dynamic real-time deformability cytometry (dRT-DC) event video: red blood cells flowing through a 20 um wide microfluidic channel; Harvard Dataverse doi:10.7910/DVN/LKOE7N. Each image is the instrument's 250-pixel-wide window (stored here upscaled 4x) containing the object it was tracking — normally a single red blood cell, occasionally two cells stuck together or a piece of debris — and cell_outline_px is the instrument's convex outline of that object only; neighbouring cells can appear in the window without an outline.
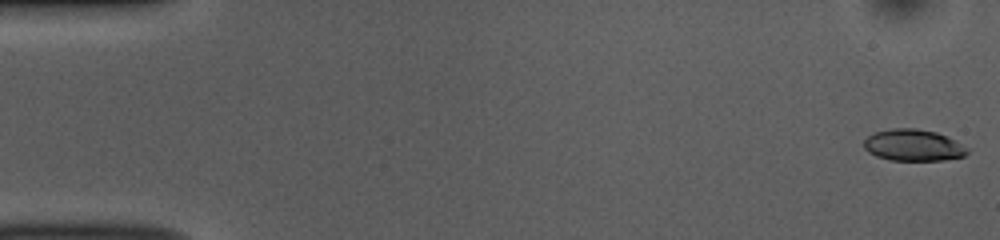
{"species": "common noctule bat (a hibernating species)", "species_latin": "Nyctalus noctula", "temperature_condition": "room temperature", "stored_images_in_passage": 52, "camera_frame_rate_fps": 3000, "um_per_image_px": 0.085, "animal": {"sex": "female", "body_mass_g": 10.0, "forearm_length_mm": 53.1}, "frame": {"image": 1, "passage_image": 1, "time_ms": 0.0, "image_size_px": [1000, 240], "cell_outline_px": [[968, 152], [964, 156], [944, 160], [892, 160], [876, 156], [868, 152], [864, 148], [864, 140], [868, 136], [876, 132], [892, 128], [916, 128], [936, 132], [948, 136], [968, 148]], "centroid_in_image_um": [77.63, 12.34], "position_along_channel_um": 7.4, "area_um2": 19.02}}
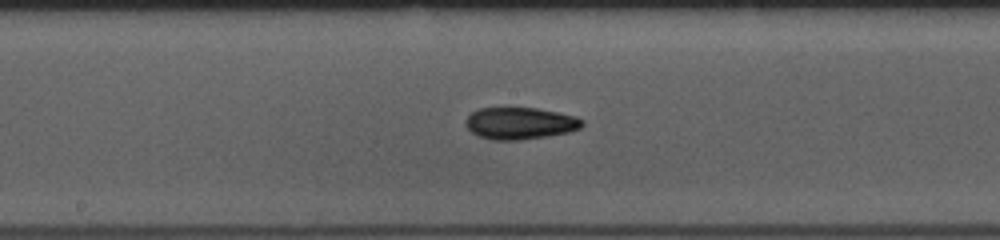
{"frame": {"image": 2, "passage_image": 27, "time_ms": 8.667, "image_size_px": [1000, 240], "cell_outline_px": [[584, 124], [580, 128], [568, 132], [548, 136], [520, 140], [492, 140], [480, 136], [472, 132], [464, 124], [464, 120], [472, 112], [480, 108], [536, 108], [576, 116], [584, 120]], "centroid_in_image_um": [44.2, 10.48], "position_along_channel_um": 204.0, "area_um2": 21.68}}
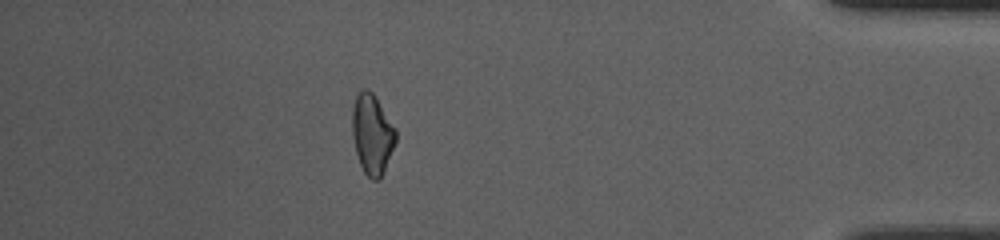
{"frame": {"image": 3, "passage_image": 46, "time_ms": 15.0, "image_size_px": [1000, 240], "cell_outline_px": [[396, 140], [380, 180], [372, 180], [364, 172], [360, 164], [356, 152], [352, 136], [352, 108], [356, 96], [360, 88], [364, 88], [372, 92], [376, 96], [396, 128]], "centroid_in_image_um": [31.62, 11.37], "position_along_channel_um": 403.6, "area_um2": 20.4}, "authors_computed_cell_mechanics": {"area_um2": 20.519, "velocity_mm_per_s": 3.853, "shape_relaxation_time_tau1_ms": 6.5853, "shape_relaxation_time_tau2_ms": 7.6981, "deformation_change_tau1": 0.1632, "deformation_change_tau2": 0.1396}}